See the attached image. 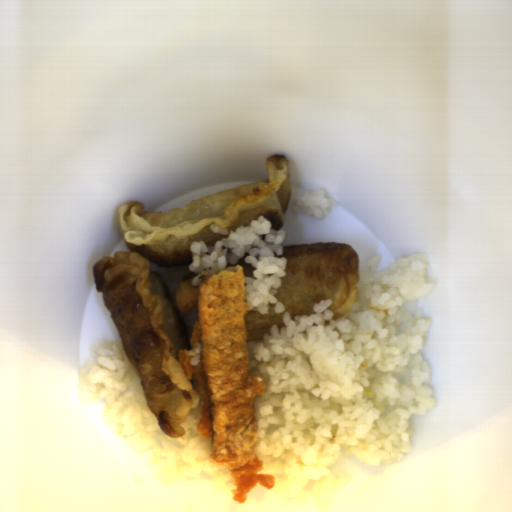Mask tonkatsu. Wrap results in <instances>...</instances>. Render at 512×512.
<instances>
[{
    "instance_id": "tonkatsu-1",
    "label": "tonkatsu",
    "mask_w": 512,
    "mask_h": 512,
    "mask_svg": "<svg viewBox=\"0 0 512 512\" xmlns=\"http://www.w3.org/2000/svg\"><path fill=\"white\" fill-rule=\"evenodd\" d=\"M243 267L232 265L201 271L197 296V320L189 340L192 349H180L178 361L189 380L196 378L202 397L201 419L196 431L212 438L210 459L227 465L233 477V500L245 503L257 486L275 487V478L263 472L264 463L255 445L258 441L254 402L264 396L261 376L252 375ZM202 344L200 362L190 365V350Z\"/></svg>"
}]
</instances>
